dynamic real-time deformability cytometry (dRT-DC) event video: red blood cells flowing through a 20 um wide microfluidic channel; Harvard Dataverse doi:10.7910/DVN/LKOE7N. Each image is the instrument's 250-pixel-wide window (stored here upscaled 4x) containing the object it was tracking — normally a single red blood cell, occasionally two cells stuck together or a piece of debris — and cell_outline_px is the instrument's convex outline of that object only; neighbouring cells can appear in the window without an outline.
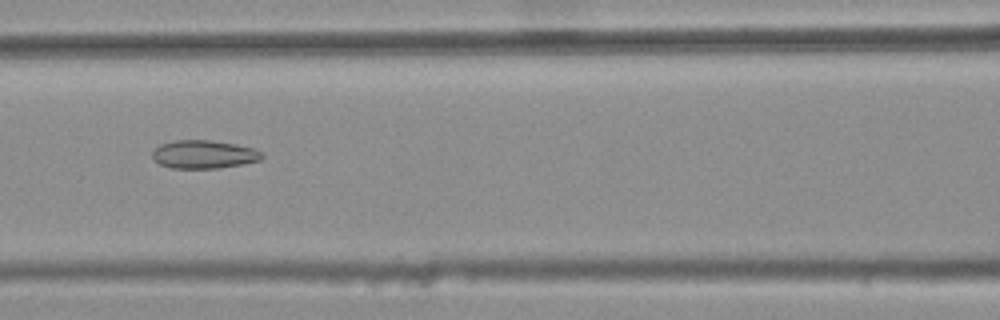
{"species": "common noctule bat (a hibernating species)", "species_latin": "Nyctalus noctula", "temperature_condition": "warm", "stored_images_in_passage": 48, "camera_frame_rate_fps": 3000, "um_per_image_px": 0.085, "animal": {"sex": "female", "body_mass_g": 25.1}, "frame": {"image": 1, "passage_image": 24, "time_ms": 7.667, "image_size_px": [1000, 320], "cell_outline_px": [[264, 156], [260, 160], [244, 164], [220, 168], [172, 168], [160, 164], [152, 156], [152, 152], [160, 144], [176, 140], [208, 140], [236, 144], [252, 148], [260, 152]], "centroid_in_image_um": [17.33, 13.12], "position_along_channel_um": 149.3, "area_um2": 17.92}}
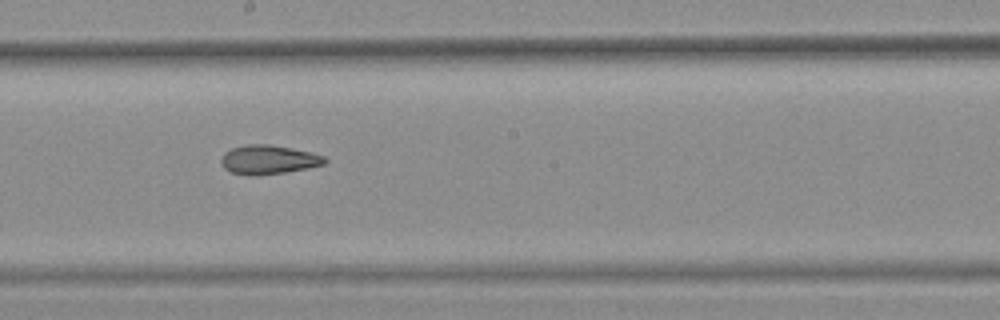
{"frame": {"image": 2, "passage_image": 30, "time_ms": 9.667, "image_size_px": [1000, 320], "cell_outline_px": [[328, 160], [324, 164], [308, 168], [260, 176], [252, 176], [232, 172], [224, 168], [220, 160], [224, 152], [232, 148], [248, 144], [268, 144], [292, 148], [312, 152], [324, 156]], "centroid_in_image_um": [22.83, 13.57], "position_along_channel_um": 225.4, "area_um2": 17.63}}
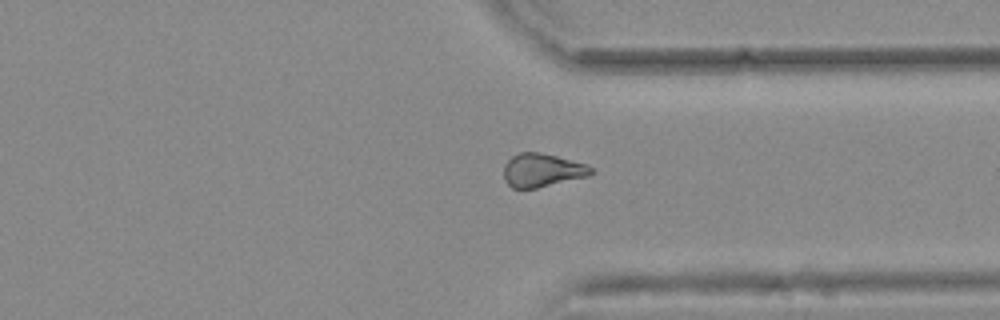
{"frame": {"image": 3, "passage_image": 41, "time_ms": 13.333, "image_size_px": [1000, 320], "cell_outline_px": [[596, 172], [588, 176], [536, 188], [512, 188], [504, 180], [504, 164], [512, 156], [520, 152], [540, 152], [588, 164]], "centroid_in_image_um": [46.09, 14.46], "position_along_channel_um": 365.3, "area_um2": 17.05}, "authors_computed_cell_mechanics": {"area_um2": 17.918, "velocity_mm_per_s": 3.8143, "shape_relaxation_time_tau1_ms": null, "shape_relaxation_time_tau2_ms": 2.7266, "deformation_change_tau1": null, "deformation_change_tau2": 0.1065}}